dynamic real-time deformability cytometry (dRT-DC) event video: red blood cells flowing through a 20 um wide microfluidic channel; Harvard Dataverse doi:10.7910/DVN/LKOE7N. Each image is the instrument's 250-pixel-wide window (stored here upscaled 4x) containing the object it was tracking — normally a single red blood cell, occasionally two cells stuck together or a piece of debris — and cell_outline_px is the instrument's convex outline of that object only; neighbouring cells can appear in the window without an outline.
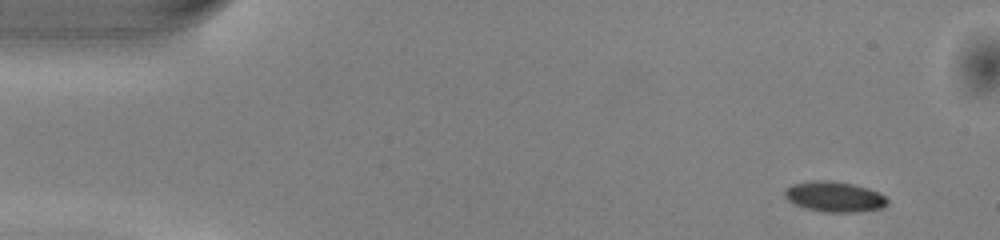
{"species": "common noctule bat (a hibernating species)", "species_latin": "Nyctalus noctula", "temperature_condition": "warm", "stored_images_in_passage": 50, "camera_frame_rate_fps": 3000, "um_per_image_px": 0.085, "animal": {"sex": "male", "body_mass_g": 13.0, "forearm_length_mm": 53.1}, "frame": {"image": 1, "passage_image": 3, "time_ms": 0.667, "image_size_px": [1000, 240], "cell_outline_px": [[888, 204], [880, 208], [856, 212], [824, 212], [804, 208], [788, 200], [784, 196], [784, 188], [792, 184], [812, 180], [832, 180], [852, 184], [868, 188], [880, 192], [888, 200]], "centroid_in_image_um": [70.9, 16.71], "position_along_channel_um": 14.1, "area_um2": 18.32}}
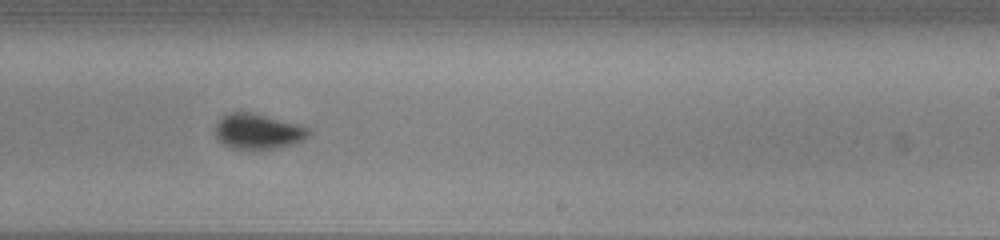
{"frame": {"image": 2, "passage_image": 30, "time_ms": 9.667, "image_size_px": [1000, 240], "cell_outline_px": [[308, 136], [304, 140], [292, 144], [276, 148], [232, 148], [224, 144], [216, 136], [216, 124], [224, 116], [232, 112], [248, 112], [296, 124], [308, 128]], "centroid_in_image_um": [21.92, 11.17], "position_along_channel_um": 267.1, "area_um2": 18.44}}
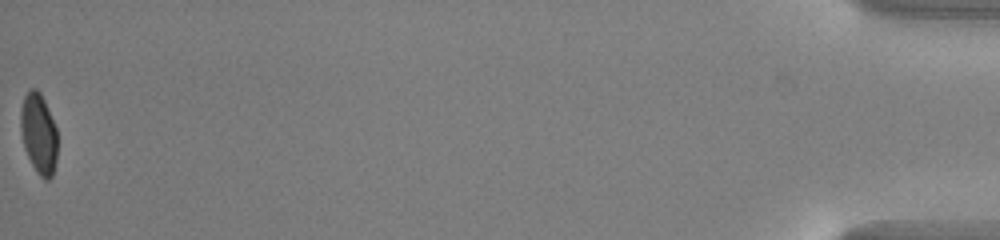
{"frame": {"image": 3, "passage_image": 50, "time_ms": 16.333, "image_size_px": [1000, 240], "cell_outline_px": [[56, 160], [52, 176], [48, 180], [44, 180], [36, 172], [24, 148], [20, 132], [20, 112], [24, 96], [32, 88], [36, 88], [40, 92], [44, 100], [56, 128]], "centroid_in_image_um": [3.27, 11.36], "position_along_channel_um": 431.9, "area_um2": 17.17}, "authors_computed_cell_mechanics": {"area_um2": 18.2937, "velocity_mm_per_s": 4.0642, "shape_relaxation_time_tau1_ms": 2.5891, "shape_relaxation_time_tau2_ms": null, "deformation_change_tau1": 0.1014, "deformation_change_tau2": null}}